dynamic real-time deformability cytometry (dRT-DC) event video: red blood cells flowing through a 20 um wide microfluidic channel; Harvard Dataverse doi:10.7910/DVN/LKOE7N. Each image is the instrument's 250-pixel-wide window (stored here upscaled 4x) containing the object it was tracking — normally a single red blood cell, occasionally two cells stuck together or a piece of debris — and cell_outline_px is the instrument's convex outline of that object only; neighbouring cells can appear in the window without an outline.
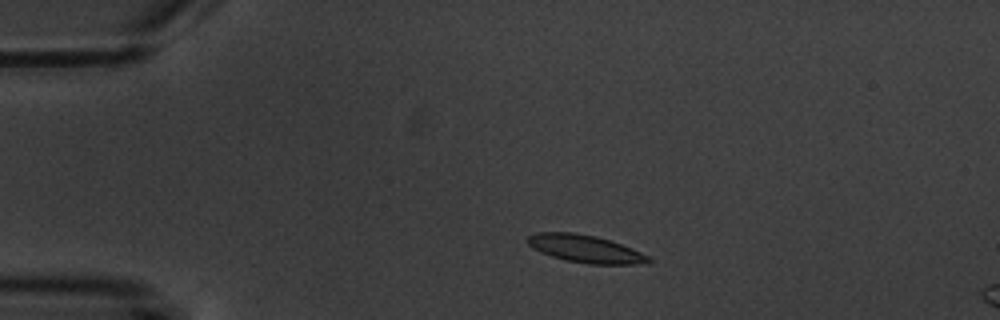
{"species": "common noctule bat (a hibernating species)", "species_latin": "Nyctalus noctula", "temperature_condition": "warm", "stored_images_in_passage": 4, "camera_frame_rate_fps": 3000, "um_per_image_px": 0.085, "animal": {"sex": "male", "body_mass_g": 20.1, "forearm_length_mm": 53.5}, "frame": {"image": 1, "passage_image": 2, "time_ms": 1.333, "image_size_px": [1000, 320], "cell_outline_px": [[652, 260], [636, 264], [588, 264], [564, 260], [540, 252], [532, 248], [524, 240], [528, 236], [536, 232], [572, 232], [596, 236], [620, 244], [640, 252], [648, 256]], "centroid_in_image_um": [49.66, 21.14], "position_along_channel_um": 35.3, "area_um2": 19.31}}